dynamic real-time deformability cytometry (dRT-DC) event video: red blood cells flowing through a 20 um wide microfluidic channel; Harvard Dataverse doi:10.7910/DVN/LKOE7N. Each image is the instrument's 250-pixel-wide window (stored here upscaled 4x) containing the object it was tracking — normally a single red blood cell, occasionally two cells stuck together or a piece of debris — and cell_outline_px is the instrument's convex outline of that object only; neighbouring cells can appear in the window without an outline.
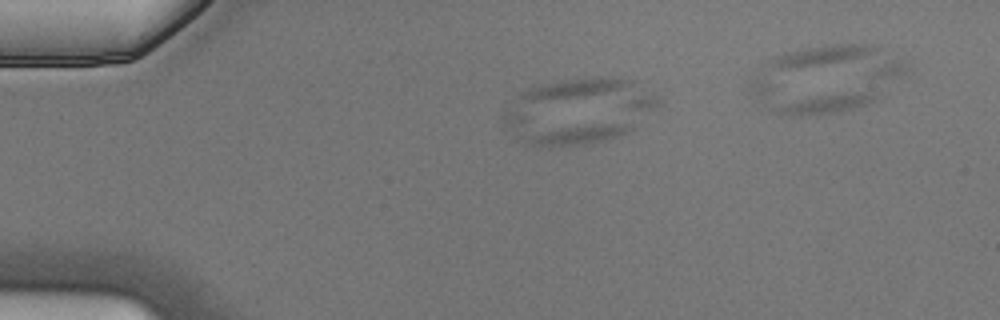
{"species": "Egyptian fruit bat (a non-hibernating species)", "species_latin": "Rousettus aegyptiacus", "temperature_condition": "cold", "stored_images_in_passage": 2, "camera_frame_rate_fps": 3000, "um_per_image_px": 0.085, "animal": {"sex": "male"}, "frame": {"image": 1, "passage_image": 1, "time_ms": 0.0, "image_size_px": [1000, 320], "cell_outline_px": [[632, 128], [628, 132], [604, 140], [584, 144], [552, 148], [548, 148], [524, 144], [524, 140], [528, 132], [596, 124], [624, 124]], "centroid_in_image_um": [48.85, 11.5], "position_along_channel_um": 36.2, "area_um2": 12.02}}